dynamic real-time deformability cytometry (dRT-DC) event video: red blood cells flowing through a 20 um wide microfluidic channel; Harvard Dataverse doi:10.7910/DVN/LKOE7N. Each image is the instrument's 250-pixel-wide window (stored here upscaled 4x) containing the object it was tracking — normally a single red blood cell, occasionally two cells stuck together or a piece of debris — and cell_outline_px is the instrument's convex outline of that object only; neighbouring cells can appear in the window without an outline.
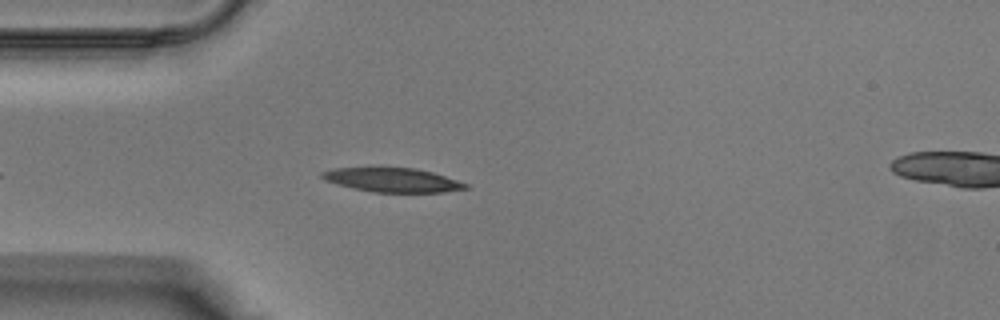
{"species": "Egyptian fruit bat (a non-hibernating species)", "species_latin": "Rousettus aegyptiacus", "temperature_condition": "warm", "stored_images_in_passage": 32, "camera_frame_rate_fps": 3000, "um_per_image_px": 0.085, "animal": {"sex": "male"}, "frame": {"image": 1, "passage_image": 9, "time_ms": 2.667, "image_size_px": [1000, 320], "cell_outline_px": [[468, 188], [444, 192], [376, 192], [352, 188], [336, 184], [324, 180], [320, 176], [320, 172], [336, 168], [416, 168], [432, 172], [468, 184]], "centroid_in_image_um": [33.33, 15.3], "position_along_channel_um": 51.7, "area_um2": 19.94}}
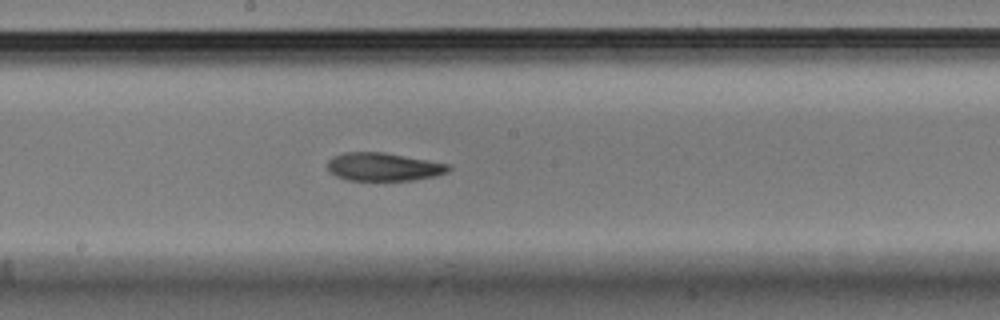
{"frame": {"image": 2, "passage_image": 19, "time_ms": 6.0, "image_size_px": [1000, 320], "cell_outline_px": [[452, 168], [448, 172], [432, 176], [412, 180], [348, 180], [336, 176], [328, 172], [328, 160], [332, 156], [344, 152], [384, 152], [452, 164]], "centroid_in_image_um": [32.6, 14.17], "position_along_channel_um": 215.6, "area_um2": 20.0}}
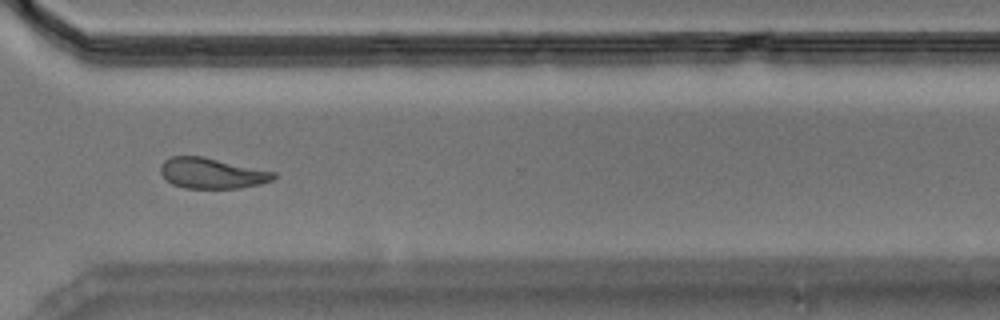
{"frame": {"image": 3, "passage_image": 27, "time_ms": 8.667, "image_size_px": [1000, 320], "cell_outline_px": [[276, 176], [272, 180], [260, 184], [240, 188], [184, 188], [172, 184], [160, 172], [160, 164], [164, 160], [172, 156], [204, 156], [276, 172]], "centroid_in_image_um": [18.01, 14.72], "position_along_channel_um": 352.6, "area_um2": 20.23}}